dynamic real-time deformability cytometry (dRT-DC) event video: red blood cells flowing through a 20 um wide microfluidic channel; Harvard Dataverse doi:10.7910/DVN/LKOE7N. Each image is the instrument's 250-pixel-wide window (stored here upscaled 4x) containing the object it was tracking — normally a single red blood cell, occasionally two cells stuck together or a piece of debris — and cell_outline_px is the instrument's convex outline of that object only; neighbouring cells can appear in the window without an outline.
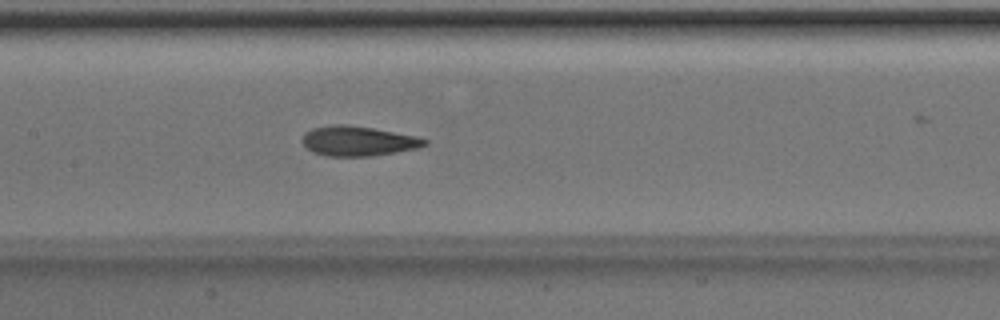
{"species": "Egyptian fruit bat (a non-hibernating species)", "species_latin": "Rousettus aegyptiacus", "temperature_condition": "room temperature", "stored_images_in_passage": 47, "camera_frame_rate_fps": 3000, "um_per_image_px": 0.085, "animal": {"sex": "male"}, "frame": {"image": 1, "passage_image": 20, "time_ms": 6.333, "image_size_px": [1000, 320], "cell_outline_px": [[428, 144], [420, 148], [372, 156], [324, 156], [312, 152], [300, 140], [304, 132], [312, 128], [336, 124], [344, 124], [372, 128], [416, 136], [428, 140]], "centroid_in_image_um": [30.42, 11.99], "position_along_channel_um": 177.0, "area_um2": 21.39}}
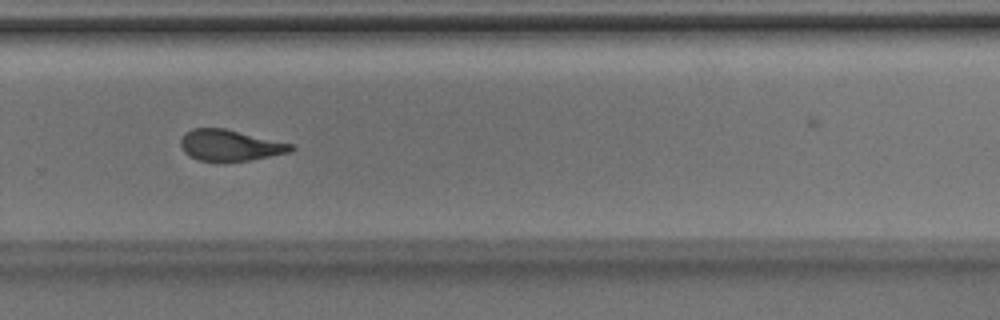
{"frame": {"image": 2, "passage_image": 30, "time_ms": 9.667, "image_size_px": [1000, 320], "cell_outline_px": [[296, 148], [292, 152], [252, 160], [196, 160], [188, 156], [184, 152], [180, 144], [180, 140], [192, 128], [224, 128], [292, 144]], "centroid_in_image_um": [19.57, 12.35], "position_along_channel_um": 310.2, "area_um2": 19.77}}
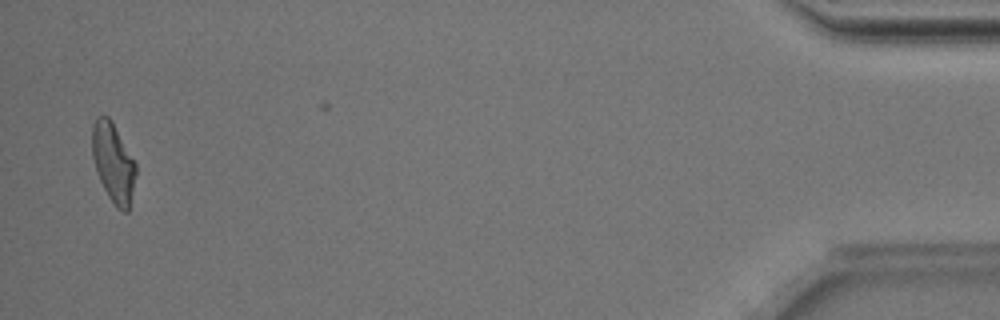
{"frame": {"image": 3, "passage_image": 45, "time_ms": 14.667, "image_size_px": [1000, 320], "cell_outline_px": [[136, 172], [128, 212], [124, 212], [116, 208], [108, 196], [96, 172], [92, 156], [92, 124], [96, 116], [108, 116], [136, 164]], "centroid_in_image_um": [9.6, 13.84], "position_along_channel_um": 425.6, "area_um2": 19.88}, "authors_computed_cell_mechanics": {"area_um2": 20.808, "velocity_mm_per_s": 4.0195, "shape_relaxation_time_tau1_ms": 3.3847, "shape_relaxation_time_tau2_ms": 2.0763, "deformation_change_tau1": 0.1707, "deformation_change_tau2": 0.1093}}